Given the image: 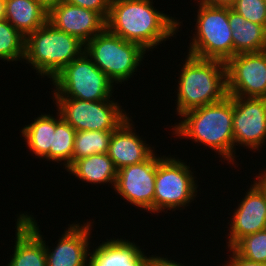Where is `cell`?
Returning <instances> with one entry per match:
<instances>
[{
	"instance_id": "7a4b0ae2",
	"label": "cell",
	"mask_w": 266,
	"mask_h": 266,
	"mask_svg": "<svg viewBox=\"0 0 266 266\" xmlns=\"http://www.w3.org/2000/svg\"><path fill=\"white\" fill-rule=\"evenodd\" d=\"M180 118L184 119L172 126L175 136L208 146L235 164L233 100L229 95L219 102L186 111Z\"/></svg>"
},
{
	"instance_id": "6da1fadb",
	"label": "cell",
	"mask_w": 266,
	"mask_h": 266,
	"mask_svg": "<svg viewBox=\"0 0 266 266\" xmlns=\"http://www.w3.org/2000/svg\"><path fill=\"white\" fill-rule=\"evenodd\" d=\"M152 4L151 0H111L106 29L147 51L153 49L174 37L181 22L157 11Z\"/></svg>"
},
{
	"instance_id": "83f0119b",
	"label": "cell",
	"mask_w": 266,
	"mask_h": 266,
	"mask_svg": "<svg viewBox=\"0 0 266 266\" xmlns=\"http://www.w3.org/2000/svg\"><path fill=\"white\" fill-rule=\"evenodd\" d=\"M74 6L97 12L105 21L109 14L111 0H63Z\"/></svg>"
},
{
	"instance_id": "9c48e42d",
	"label": "cell",
	"mask_w": 266,
	"mask_h": 266,
	"mask_svg": "<svg viewBox=\"0 0 266 266\" xmlns=\"http://www.w3.org/2000/svg\"><path fill=\"white\" fill-rule=\"evenodd\" d=\"M61 118L78 131L116 130L129 118L118 102L61 98L53 94ZM125 112V113H124Z\"/></svg>"
},
{
	"instance_id": "f1b7e54d",
	"label": "cell",
	"mask_w": 266,
	"mask_h": 266,
	"mask_svg": "<svg viewBox=\"0 0 266 266\" xmlns=\"http://www.w3.org/2000/svg\"><path fill=\"white\" fill-rule=\"evenodd\" d=\"M229 250L230 252H232V256H229L230 261H226V264L222 266H266V263L250 261L246 258L239 256L232 248H229Z\"/></svg>"
},
{
	"instance_id": "d6986e66",
	"label": "cell",
	"mask_w": 266,
	"mask_h": 266,
	"mask_svg": "<svg viewBox=\"0 0 266 266\" xmlns=\"http://www.w3.org/2000/svg\"><path fill=\"white\" fill-rule=\"evenodd\" d=\"M14 253L6 266H47L45 243L18 217Z\"/></svg>"
},
{
	"instance_id": "8992f818",
	"label": "cell",
	"mask_w": 266,
	"mask_h": 266,
	"mask_svg": "<svg viewBox=\"0 0 266 266\" xmlns=\"http://www.w3.org/2000/svg\"><path fill=\"white\" fill-rule=\"evenodd\" d=\"M195 34L187 54L226 63L233 57L232 30L228 7H211L198 2Z\"/></svg>"
},
{
	"instance_id": "4dcf8cb0",
	"label": "cell",
	"mask_w": 266,
	"mask_h": 266,
	"mask_svg": "<svg viewBox=\"0 0 266 266\" xmlns=\"http://www.w3.org/2000/svg\"><path fill=\"white\" fill-rule=\"evenodd\" d=\"M198 1V0H197ZM198 2L211 7H229L231 8L235 0H199Z\"/></svg>"
},
{
	"instance_id": "52a82bcc",
	"label": "cell",
	"mask_w": 266,
	"mask_h": 266,
	"mask_svg": "<svg viewBox=\"0 0 266 266\" xmlns=\"http://www.w3.org/2000/svg\"><path fill=\"white\" fill-rule=\"evenodd\" d=\"M51 81L55 88L53 94H58L61 98L110 100L114 89L113 82L86 52L65 66Z\"/></svg>"
},
{
	"instance_id": "5b68a950",
	"label": "cell",
	"mask_w": 266,
	"mask_h": 266,
	"mask_svg": "<svg viewBox=\"0 0 266 266\" xmlns=\"http://www.w3.org/2000/svg\"><path fill=\"white\" fill-rule=\"evenodd\" d=\"M85 52L113 83L121 84L137 71L147 51L105 28L85 44Z\"/></svg>"
},
{
	"instance_id": "484cf974",
	"label": "cell",
	"mask_w": 266,
	"mask_h": 266,
	"mask_svg": "<svg viewBox=\"0 0 266 266\" xmlns=\"http://www.w3.org/2000/svg\"><path fill=\"white\" fill-rule=\"evenodd\" d=\"M232 249L250 261L266 263V229L241 238Z\"/></svg>"
},
{
	"instance_id": "7402d4cb",
	"label": "cell",
	"mask_w": 266,
	"mask_h": 266,
	"mask_svg": "<svg viewBox=\"0 0 266 266\" xmlns=\"http://www.w3.org/2000/svg\"><path fill=\"white\" fill-rule=\"evenodd\" d=\"M30 151L42 159L50 160V146L55 132V118L51 114H41L20 131Z\"/></svg>"
},
{
	"instance_id": "603a6c76",
	"label": "cell",
	"mask_w": 266,
	"mask_h": 266,
	"mask_svg": "<svg viewBox=\"0 0 266 266\" xmlns=\"http://www.w3.org/2000/svg\"><path fill=\"white\" fill-rule=\"evenodd\" d=\"M55 118V132L50 146V161L60 163L64 161L65 169L72 163L76 130L61 118L57 112Z\"/></svg>"
},
{
	"instance_id": "30bf717a",
	"label": "cell",
	"mask_w": 266,
	"mask_h": 266,
	"mask_svg": "<svg viewBox=\"0 0 266 266\" xmlns=\"http://www.w3.org/2000/svg\"><path fill=\"white\" fill-rule=\"evenodd\" d=\"M44 243L47 266H88L90 248V231L92 223L70 224L58 240L52 252L40 234L39 226L31 215L22 213L18 216ZM89 240V241H88ZM90 251V252H89Z\"/></svg>"
},
{
	"instance_id": "9a60e30c",
	"label": "cell",
	"mask_w": 266,
	"mask_h": 266,
	"mask_svg": "<svg viewBox=\"0 0 266 266\" xmlns=\"http://www.w3.org/2000/svg\"><path fill=\"white\" fill-rule=\"evenodd\" d=\"M48 21L85 44L106 28V21L97 12L64 1L48 13Z\"/></svg>"
},
{
	"instance_id": "d6a6232c",
	"label": "cell",
	"mask_w": 266,
	"mask_h": 266,
	"mask_svg": "<svg viewBox=\"0 0 266 266\" xmlns=\"http://www.w3.org/2000/svg\"><path fill=\"white\" fill-rule=\"evenodd\" d=\"M5 0H0V21L4 19Z\"/></svg>"
},
{
	"instance_id": "ffe728a7",
	"label": "cell",
	"mask_w": 266,
	"mask_h": 266,
	"mask_svg": "<svg viewBox=\"0 0 266 266\" xmlns=\"http://www.w3.org/2000/svg\"><path fill=\"white\" fill-rule=\"evenodd\" d=\"M4 19L26 37L48 21V12L34 0H5Z\"/></svg>"
},
{
	"instance_id": "8fae6325",
	"label": "cell",
	"mask_w": 266,
	"mask_h": 266,
	"mask_svg": "<svg viewBox=\"0 0 266 266\" xmlns=\"http://www.w3.org/2000/svg\"><path fill=\"white\" fill-rule=\"evenodd\" d=\"M225 66L229 96L266 98V50L236 54Z\"/></svg>"
},
{
	"instance_id": "ba28073f",
	"label": "cell",
	"mask_w": 266,
	"mask_h": 266,
	"mask_svg": "<svg viewBox=\"0 0 266 266\" xmlns=\"http://www.w3.org/2000/svg\"><path fill=\"white\" fill-rule=\"evenodd\" d=\"M189 165L175 157L158 156L155 177L154 213L189 206L197 196V183Z\"/></svg>"
},
{
	"instance_id": "7c38bea8",
	"label": "cell",
	"mask_w": 266,
	"mask_h": 266,
	"mask_svg": "<svg viewBox=\"0 0 266 266\" xmlns=\"http://www.w3.org/2000/svg\"><path fill=\"white\" fill-rule=\"evenodd\" d=\"M255 178L232 215L228 248H232L241 238L266 229V173L259 172Z\"/></svg>"
},
{
	"instance_id": "f546056e",
	"label": "cell",
	"mask_w": 266,
	"mask_h": 266,
	"mask_svg": "<svg viewBox=\"0 0 266 266\" xmlns=\"http://www.w3.org/2000/svg\"><path fill=\"white\" fill-rule=\"evenodd\" d=\"M150 257L148 266H185L182 263H177V261L175 262L174 260H168V258H164L161 256H153Z\"/></svg>"
},
{
	"instance_id": "2e32d148",
	"label": "cell",
	"mask_w": 266,
	"mask_h": 266,
	"mask_svg": "<svg viewBox=\"0 0 266 266\" xmlns=\"http://www.w3.org/2000/svg\"><path fill=\"white\" fill-rule=\"evenodd\" d=\"M131 117L113 131L108 147V156L119 170L127 165L146 161L153 153L152 147L133 131ZM149 145V146H148Z\"/></svg>"
},
{
	"instance_id": "277c9868",
	"label": "cell",
	"mask_w": 266,
	"mask_h": 266,
	"mask_svg": "<svg viewBox=\"0 0 266 266\" xmlns=\"http://www.w3.org/2000/svg\"><path fill=\"white\" fill-rule=\"evenodd\" d=\"M84 52L85 43L57 29L49 21L25 37L24 60L36 69L38 75L50 80Z\"/></svg>"
},
{
	"instance_id": "cb8c5ba5",
	"label": "cell",
	"mask_w": 266,
	"mask_h": 266,
	"mask_svg": "<svg viewBox=\"0 0 266 266\" xmlns=\"http://www.w3.org/2000/svg\"><path fill=\"white\" fill-rule=\"evenodd\" d=\"M113 131L93 130L76 132L72 162L94 154L107 153Z\"/></svg>"
},
{
	"instance_id": "4316f807",
	"label": "cell",
	"mask_w": 266,
	"mask_h": 266,
	"mask_svg": "<svg viewBox=\"0 0 266 266\" xmlns=\"http://www.w3.org/2000/svg\"><path fill=\"white\" fill-rule=\"evenodd\" d=\"M231 8L246 20L263 25L266 28L265 0H235Z\"/></svg>"
},
{
	"instance_id": "e0dca14e",
	"label": "cell",
	"mask_w": 266,
	"mask_h": 266,
	"mask_svg": "<svg viewBox=\"0 0 266 266\" xmlns=\"http://www.w3.org/2000/svg\"><path fill=\"white\" fill-rule=\"evenodd\" d=\"M96 247L89 253L88 266H148L150 260V256L126 238L107 239Z\"/></svg>"
},
{
	"instance_id": "d4e9b609",
	"label": "cell",
	"mask_w": 266,
	"mask_h": 266,
	"mask_svg": "<svg viewBox=\"0 0 266 266\" xmlns=\"http://www.w3.org/2000/svg\"><path fill=\"white\" fill-rule=\"evenodd\" d=\"M25 57V36L7 20L0 21V59L22 61Z\"/></svg>"
},
{
	"instance_id": "ac0fdd59",
	"label": "cell",
	"mask_w": 266,
	"mask_h": 266,
	"mask_svg": "<svg viewBox=\"0 0 266 266\" xmlns=\"http://www.w3.org/2000/svg\"><path fill=\"white\" fill-rule=\"evenodd\" d=\"M228 19L232 30L233 56L266 50V28L263 25L246 20L229 7Z\"/></svg>"
},
{
	"instance_id": "1f68e13d",
	"label": "cell",
	"mask_w": 266,
	"mask_h": 266,
	"mask_svg": "<svg viewBox=\"0 0 266 266\" xmlns=\"http://www.w3.org/2000/svg\"><path fill=\"white\" fill-rule=\"evenodd\" d=\"M37 2L42 8H44L48 13L60 2L63 0H34Z\"/></svg>"
},
{
	"instance_id": "5bb4252c",
	"label": "cell",
	"mask_w": 266,
	"mask_h": 266,
	"mask_svg": "<svg viewBox=\"0 0 266 266\" xmlns=\"http://www.w3.org/2000/svg\"><path fill=\"white\" fill-rule=\"evenodd\" d=\"M234 145L259 150L266 140V98L230 96Z\"/></svg>"
},
{
	"instance_id": "3957f363",
	"label": "cell",
	"mask_w": 266,
	"mask_h": 266,
	"mask_svg": "<svg viewBox=\"0 0 266 266\" xmlns=\"http://www.w3.org/2000/svg\"><path fill=\"white\" fill-rule=\"evenodd\" d=\"M180 72L177 90V115L216 103L228 96L226 66L218 60L187 54Z\"/></svg>"
},
{
	"instance_id": "4fadbf2b",
	"label": "cell",
	"mask_w": 266,
	"mask_h": 266,
	"mask_svg": "<svg viewBox=\"0 0 266 266\" xmlns=\"http://www.w3.org/2000/svg\"><path fill=\"white\" fill-rule=\"evenodd\" d=\"M155 152L144 162L127 165L117 172L114 190L137 207L154 213V192L158 156Z\"/></svg>"
},
{
	"instance_id": "44dd1931",
	"label": "cell",
	"mask_w": 266,
	"mask_h": 266,
	"mask_svg": "<svg viewBox=\"0 0 266 266\" xmlns=\"http://www.w3.org/2000/svg\"><path fill=\"white\" fill-rule=\"evenodd\" d=\"M69 174L90 184L111 183L115 187L117 172L114 162L107 153L94 154L73 161L67 168ZM71 172V173H70Z\"/></svg>"
}]
</instances>
